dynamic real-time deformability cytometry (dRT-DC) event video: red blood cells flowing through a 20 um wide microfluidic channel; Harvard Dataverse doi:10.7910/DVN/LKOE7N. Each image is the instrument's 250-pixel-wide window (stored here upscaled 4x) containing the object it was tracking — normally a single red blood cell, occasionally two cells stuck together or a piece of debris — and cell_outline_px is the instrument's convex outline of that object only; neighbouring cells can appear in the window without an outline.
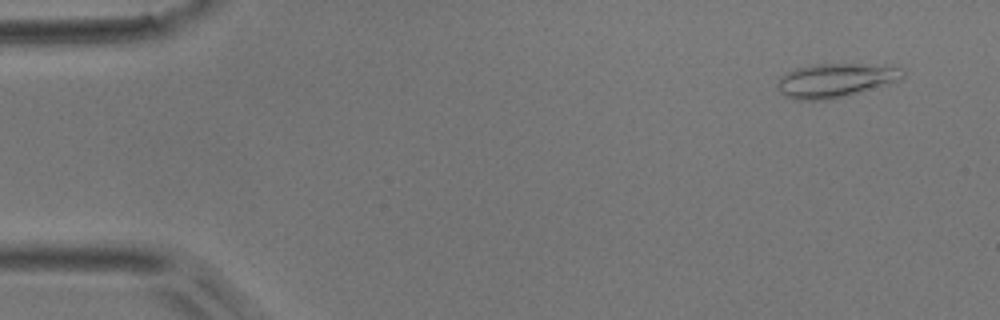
{"species": "common noctule bat (a hibernating species)", "species_latin": "Nyctalus noctula", "temperature_condition": "room temperature", "stored_images_in_passage": 50, "camera_frame_rate_fps": 3000, "um_per_image_px": 0.085, "animal": {"sex": "male", "body_mass_g": 17.9}, "frame": {"image": 1, "passage_image": 3, "time_ms": 0.667, "image_size_px": [1000, 320], "cell_outline_px": [[904, 76], [900, 80], [840, 96], [824, 100], [796, 100], [784, 96], [776, 88], [776, 84], [780, 76], [796, 68], [808, 64], [884, 64], [904, 68]], "centroid_in_image_um": [70.98, 6.8], "position_along_channel_um": 14.0, "area_um2": 24.74}}
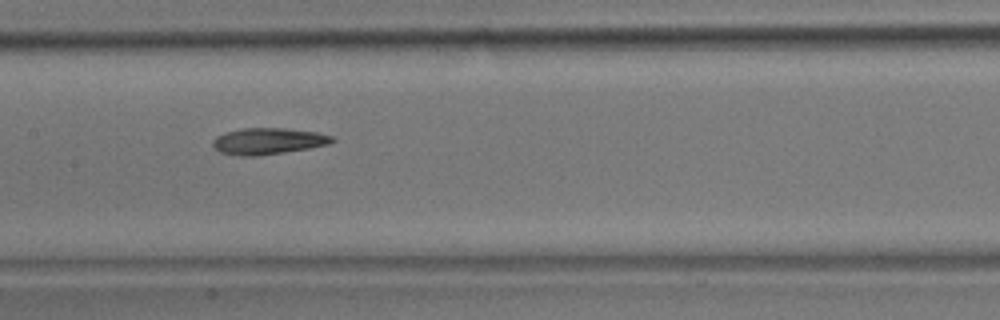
{"frame": {"image": 2, "passage_image": 24, "time_ms": 7.667, "image_size_px": [1000, 320], "cell_outline_px": [[336, 140], [328, 144], [308, 148], [284, 152], [256, 156], [240, 156], [220, 152], [212, 144], [212, 140], [216, 136], [224, 132], [244, 128], [284, 128], [316, 132], [332, 136]], "centroid_in_image_um": [22.76, 11.99], "position_along_channel_um": 184.6, "area_um2": 18.26}}
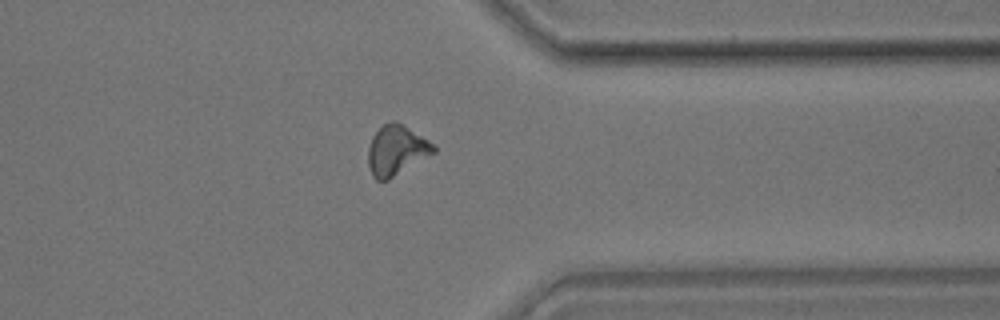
{"frame": {"image": 3, "passage_image": 39, "time_ms": 12.667, "image_size_px": [1000, 320], "cell_outline_px": [[436, 152], [388, 180], [376, 180], [372, 176], [368, 164], [368, 148], [372, 136], [384, 124], [392, 120], [396, 120], [428, 140], [436, 148]], "centroid_in_image_um": [33.68, 12.78], "position_along_channel_um": 377.7, "area_um2": 18.96}, "authors_computed_cell_mechanics": {"area_um2": 18.2648, "velocity_mm_per_s": 3.9844, "shape_relaxation_time_tau1_ms": 10.7104, "shape_relaxation_time_tau2_ms": 7.1687, "deformation_change_tau1": 0.2167, "deformation_change_tau2": 0.1901}}